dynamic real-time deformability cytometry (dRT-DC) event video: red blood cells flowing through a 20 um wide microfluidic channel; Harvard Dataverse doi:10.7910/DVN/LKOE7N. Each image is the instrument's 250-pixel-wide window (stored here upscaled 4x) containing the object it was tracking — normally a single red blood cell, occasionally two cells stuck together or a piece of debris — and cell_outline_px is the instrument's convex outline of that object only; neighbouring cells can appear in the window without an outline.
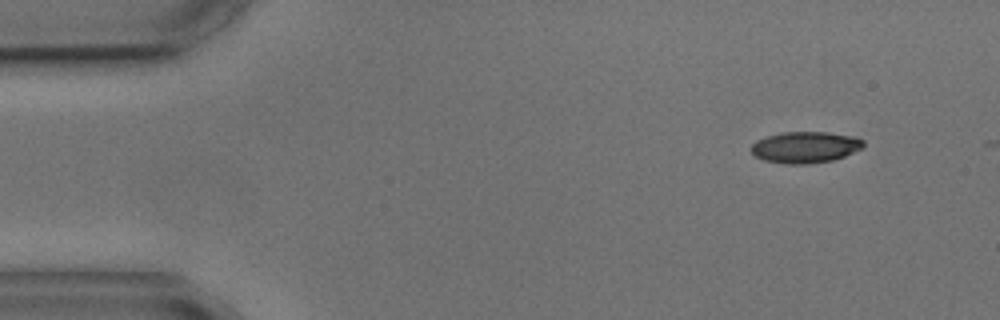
{"species": "common noctule bat (a hibernating species)", "species_latin": "Nyctalus noctula", "temperature_condition": "cold", "stored_images_in_passage": 5, "segment_of_instrument_passage": [2, 2], "camera_frame_rate_fps": 3000, "um_per_image_px": 0.085, "animal": {"sex": "male", "body_mass_g": 17.9, "forearm_length_mm": 54.2}, "frame": {"image": 1, "passage_image": 5, "time_ms": 5.667, "image_size_px": [1000, 320], "cell_outline_px": [[864, 148], [844, 156], [832, 160], [804, 164], [788, 164], [764, 160], [756, 156], [752, 152], [752, 144], [756, 140], [780, 132], [828, 132], [856, 136], [864, 140]], "centroid_in_image_um": [68.49, 12.5], "position_along_channel_um": 16.5, "area_um2": 20.52}}